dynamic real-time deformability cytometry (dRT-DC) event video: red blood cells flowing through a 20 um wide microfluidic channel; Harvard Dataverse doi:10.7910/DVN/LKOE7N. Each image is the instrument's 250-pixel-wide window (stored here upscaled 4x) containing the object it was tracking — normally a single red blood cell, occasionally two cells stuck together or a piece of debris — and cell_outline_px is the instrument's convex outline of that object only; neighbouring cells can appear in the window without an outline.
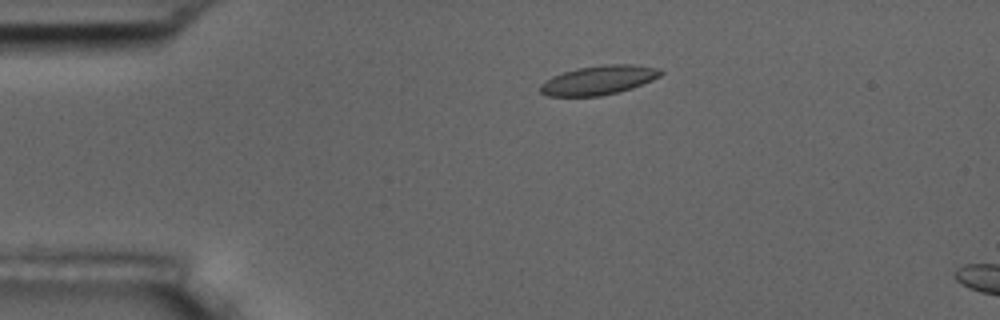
{"species": "common noctule bat (a hibernating species)", "species_latin": "Nyctalus noctula", "temperature_condition": "room temperature", "stored_images_in_passage": 16, "camera_frame_rate_fps": 3000, "um_per_image_px": 0.085, "animal": {"sex": "male", "body_mass_g": 17.5, "forearm_length_mm": 52.3}, "frame": {"image": 1, "passage_image": 12, "time_ms": 3.667, "image_size_px": [1000, 320], "cell_outline_px": [[664, 72], [660, 76], [652, 80], [632, 88], [620, 92], [600, 96], [548, 96], [540, 92], [540, 84], [552, 76], [576, 68], [604, 64], [632, 64], [660, 68]], "centroid_in_image_um": [50.9, 6.8], "position_along_channel_um": 34.1, "area_um2": 20.58}}